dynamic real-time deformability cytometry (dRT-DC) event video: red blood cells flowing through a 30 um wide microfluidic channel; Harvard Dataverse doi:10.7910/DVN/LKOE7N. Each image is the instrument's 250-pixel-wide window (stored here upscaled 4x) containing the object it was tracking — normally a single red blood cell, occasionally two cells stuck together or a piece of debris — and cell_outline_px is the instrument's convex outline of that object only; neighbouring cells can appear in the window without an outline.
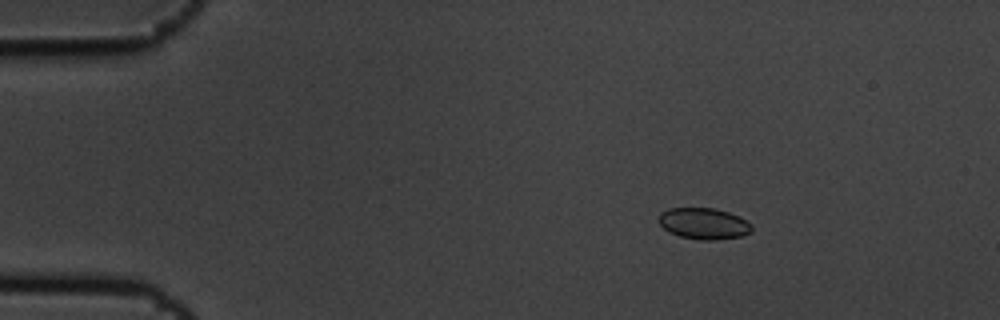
{"species": "common noctule bat (a hibernating species)", "species_latin": "Nyctalus noctula", "temperature_condition": "cold", "stored_images_in_passage": 6, "camera_frame_rate_fps": 3000, "um_per_image_px": 0.085, "animal": {"sex": "male", "body_mass_g": 19.5, "forearm_length_mm": 54.6}, "frame": {"image": 1, "passage_image": 3, "time_ms": 0.667, "image_size_px": [1000, 320], "cell_outline_px": [[752, 232], [740, 236], [716, 240], [700, 240], [680, 236], [668, 232], [656, 220], [660, 212], [668, 208], [716, 208], [728, 212], [752, 224]], "centroid_in_image_um": [59.77, 19.0], "position_along_channel_um": 25.2, "area_um2": 17.05}}
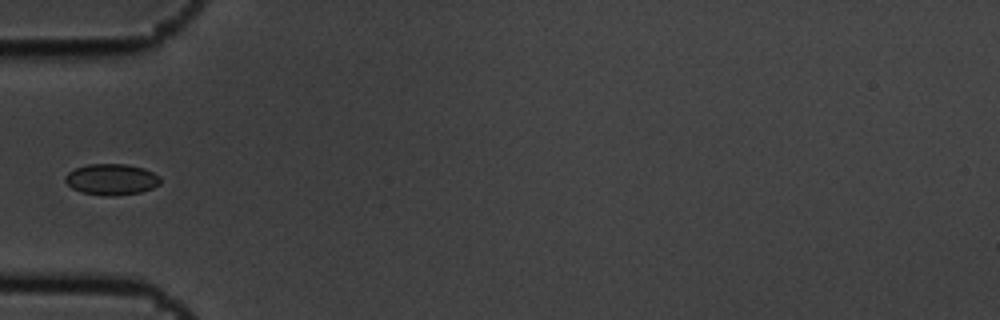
{"frame": {"image": 2, "passage_image": 6, "time_ms": 1.667, "image_size_px": [1000, 320], "cell_outline_px": [[160, 184], [152, 188], [140, 192], [112, 196], [104, 196], [80, 192], [72, 188], [64, 180], [64, 176], [68, 172], [76, 168], [88, 164], [128, 164], [144, 168], [160, 176]], "centroid_in_image_um": [9.47, 15.25], "position_along_channel_um": 75.5, "area_um2": 17.34}}